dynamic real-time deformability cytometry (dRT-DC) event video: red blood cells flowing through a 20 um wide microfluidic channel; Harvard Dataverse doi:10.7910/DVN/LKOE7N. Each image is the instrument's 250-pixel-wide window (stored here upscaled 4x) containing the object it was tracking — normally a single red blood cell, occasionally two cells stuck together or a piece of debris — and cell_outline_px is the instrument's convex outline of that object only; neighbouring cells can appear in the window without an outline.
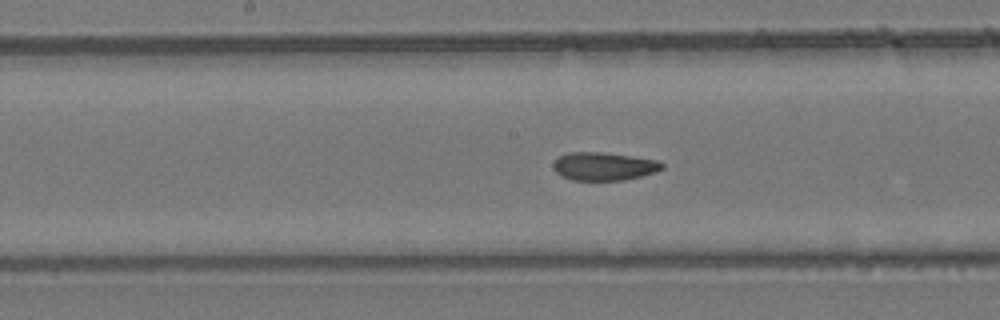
{"species": "common noctule bat (a hibernating species)", "species_latin": "Nyctalus noctula", "temperature_condition": "room temperature", "stored_images_in_passage": 26, "camera_frame_rate_fps": 3000, "um_per_image_px": 0.085, "animal": {"sex": "female", "body_mass_g": 24.6, "forearm_length_mm": 56.2}, "frame": {"image": 1, "passage_image": 12, "time_ms": 3.667, "image_size_px": [1000, 320], "cell_outline_px": [[664, 168], [656, 172], [624, 180], [572, 180], [560, 176], [552, 168], [552, 164], [560, 156], [568, 152], [600, 152], [632, 156], [660, 160], [664, 164]], "centroid_in_image_um": [51.33, 14.13], "position_along_channel_um": 196.9, "area_um2": 17.98}}
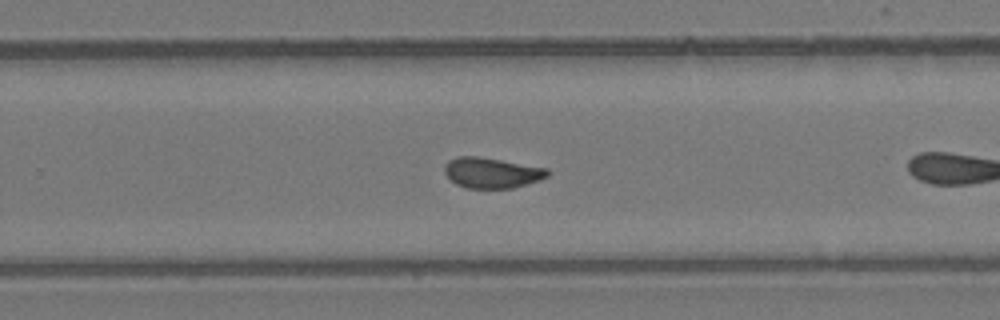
{"frame": {"image": 2, "passage_image": 19, "time_ms": 6.0, "image_size_px": [1000, 320], "cell_outline_px": [[552, 172], [548, 176], [540, 180], [512, 188], [468, 188], [456, 184], [444, 172], [444, 168], [448, 160], [460, 156], [476, 156], [548, 168]], "centroid_in_image_um": [41.83, 14.69], "position_along_channel_um": 288.0, "area_um2": 18.21}}
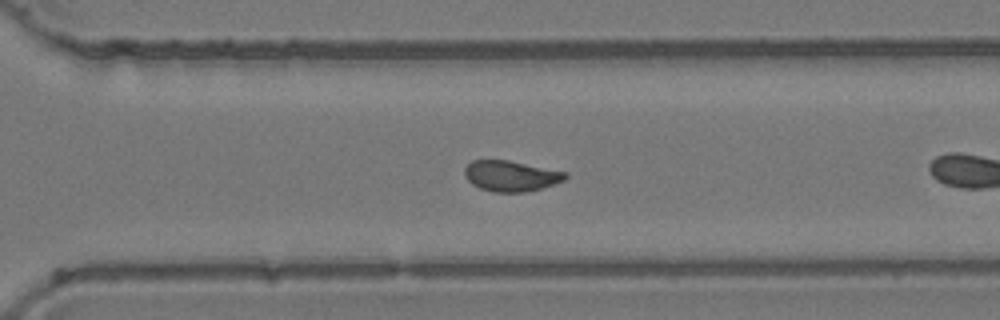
{"frame": {"image": 3, "passage_image": 22, "time_ms": 7.0, "image_size_px": [1000, 320], "cell_outline_px": [[568, 176], [564, 180], [540, 188], [524, 192], [492, 192], [480, 188], [472, 184], [464, 176], [464, 168], [472, 160], [508, 160], [568, 172]], "centroid_in_image_um": [43.41, 14.95], "position_along_channel_um": 327.2, "area_um2": 17.98}}